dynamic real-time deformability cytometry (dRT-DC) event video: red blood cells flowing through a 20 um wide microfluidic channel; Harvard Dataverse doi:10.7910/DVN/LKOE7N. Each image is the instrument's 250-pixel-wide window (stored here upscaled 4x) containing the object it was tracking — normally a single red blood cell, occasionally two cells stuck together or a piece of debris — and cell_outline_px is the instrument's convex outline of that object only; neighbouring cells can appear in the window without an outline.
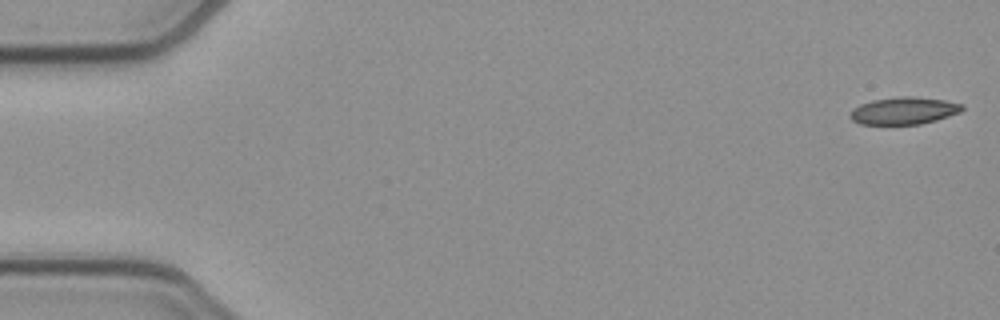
{"species": "common noctule bat (a hibernating species)", "species_latin": "Nyctalus noctula", "temperature_condition": "cold", "stored_images_in_passage": 52, "camera_frame_rate_fps": 3000, "um_per_image_px": 0.085, "animal": {"sex": "female", "body_mass_g": 21.9}, "frame": {"image": 1, "passage_image": 1, "time_ms": 0.0, "image_size_px": [1000, 320], "cell_outline_px": [[964, 108], [960, 112], [936, 120], [920, 124], [860, 124], [852, 120], [848, 116], [848, 112], [852, 108], [860, 104], [872, 100], [900, 96], [912, 96], [944, 100], [964, 104]], "centroid_in_image_um": [76.79, 9.4], "position_along_channel_um": 8.2, "area_um2": 17.92}}
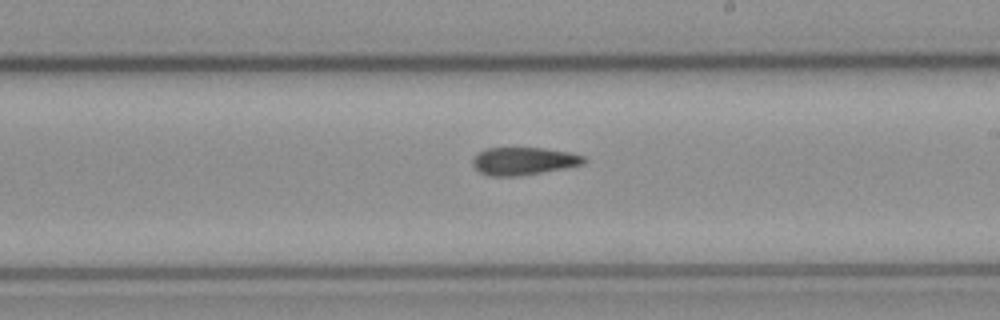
{"frame": {"image": 2, "passage_image": 30, "time_ms": 9.667, "image_size_px": [1000, 320], "cell_outline_px": [[588, 160], [584, 164], [564, 168], [520, 176], [488, 176], [480, 172], [472, 164], [472, 160], [476, 152], [484, 148], [544, 148], [568, 152], [584, 156]], "centroid_in_image_um": [44.48, 13.69], "position_along_channel_um": 244.5, "area_um2": 18.09}}
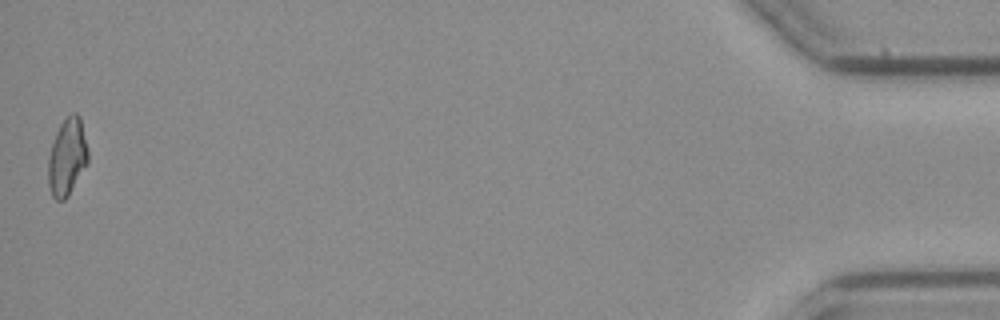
{"frame": {"image": 3, "passage_image": 52, "time_ms": 17.0, "image_size_px": [1000, 320], "cell_outline_px": [[88, 164], [68, 196], [64, 200], [56, 200], [52, 196], [48, 184], [48, 156], [56, 132], [60, 124], [72, 112], [76, 112], [80, 116], [88, 148]], "centroid_in_image_um": [5.72, 13.35], "position_along_channel_um": 429.5, "area_um2": 18.09}, "authors_computed_cell_mechanics": {"area_um2": 18.0914, "velocity_mm_per_s": 3.8925, "shape_relaxation_time_tau1_ms": null, "shape_relaxation_time_tau2_ms": 6.6105, "deformation_change_tau1": null, "deformation_change_tau2": 0.1544}}